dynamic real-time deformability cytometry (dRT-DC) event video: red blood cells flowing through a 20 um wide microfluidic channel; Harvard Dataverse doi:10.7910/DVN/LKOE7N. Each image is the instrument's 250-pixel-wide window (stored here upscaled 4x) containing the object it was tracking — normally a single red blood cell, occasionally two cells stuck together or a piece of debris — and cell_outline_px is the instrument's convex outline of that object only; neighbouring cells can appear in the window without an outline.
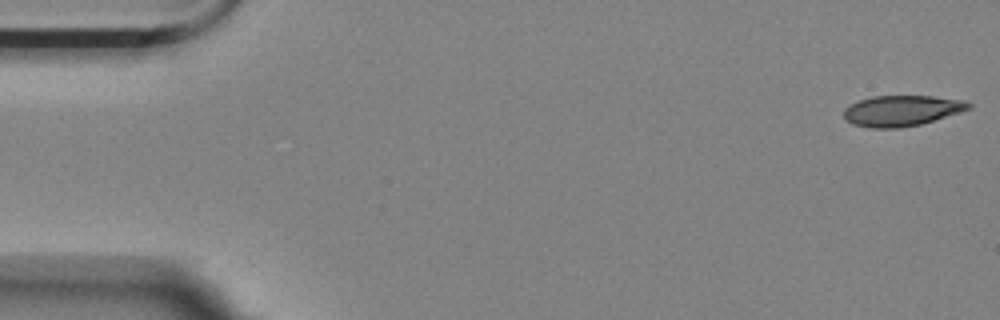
{"species": "Egyptian fruit bat (a non-hibernating species)", "species_latin": "Rousettus aegyptiacus", "temperature_condition": "room temperature", "stored_images_in_passage": 55, "camera_frame_rate_fps": 3000, "um_per_image_px": 0.085, "animal": {"sex": "female"}, "frame": {"image": 1, "passage_image": 1, "time_ms": 0.0, "image_size_px": [1000, 320], "cell_outline_px": [[972, 108], [960, 112], [920, 124], [900, 128], [868, 128], [852, 124], [844, 120], [844, 108], [860, 100], [872, 96], [932, 96], [964, 100], [972, 104]], "centroid_in_image_um": [76.63, 9.41], "position_along_channel_um": 8.4, "area_um2": 22.37}}
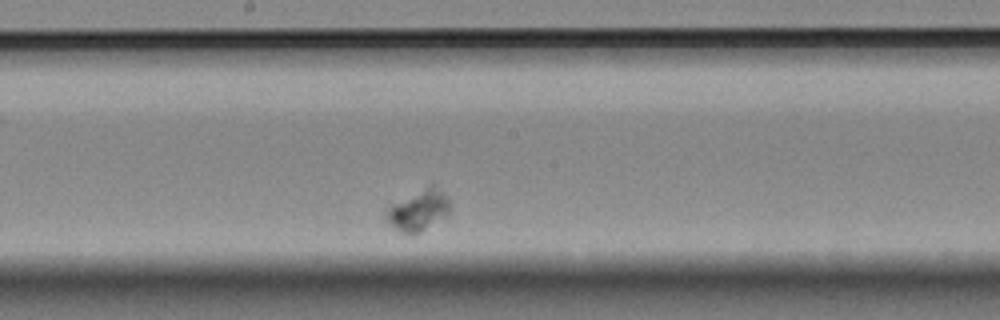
{"frame": {"image": 2, "passage_image": 33, "time_ms": 10.667, "image_size_px": [1000, 320], "cell_outline_px": [[448, 216], [420, 232], [412, 236], [400, 232], [388, 224], [384, 220], [384, 212], [388, 204], [428, 184], [432, 184], [444, 192], [448, 196]], "centroid_in_image_um": [35.49, 17.87], "position_along_channel_um": 212.7, "area_um2": 16.01}}
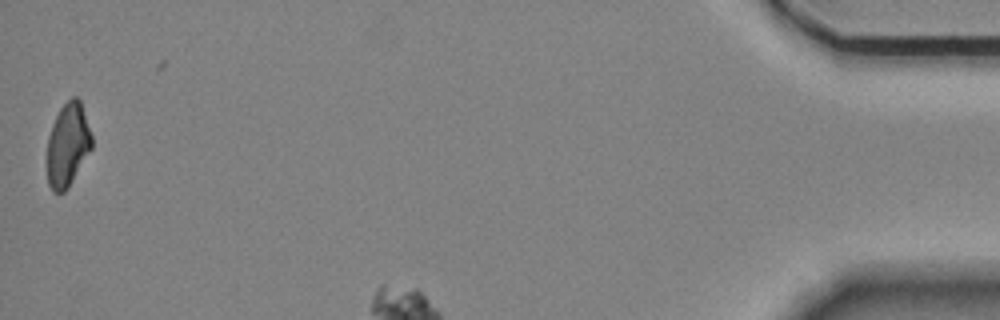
{"frame": {"image": 3, "passage_image": 55, "time_ms": 18.0, "image_size_px": [1000, 320], "cell_outline_px": [[92, 148], [68, 188], [64, 192], [52, 192], [48, 184], [48, 136], [52, 124], [60, 108], [72, 96], [76, 96], [80, 100], [92, 136]], "centroid_in_image_um": [5.76, 12.31], "position_along_channel_um": 429.4, "area_um2": 21.56}}